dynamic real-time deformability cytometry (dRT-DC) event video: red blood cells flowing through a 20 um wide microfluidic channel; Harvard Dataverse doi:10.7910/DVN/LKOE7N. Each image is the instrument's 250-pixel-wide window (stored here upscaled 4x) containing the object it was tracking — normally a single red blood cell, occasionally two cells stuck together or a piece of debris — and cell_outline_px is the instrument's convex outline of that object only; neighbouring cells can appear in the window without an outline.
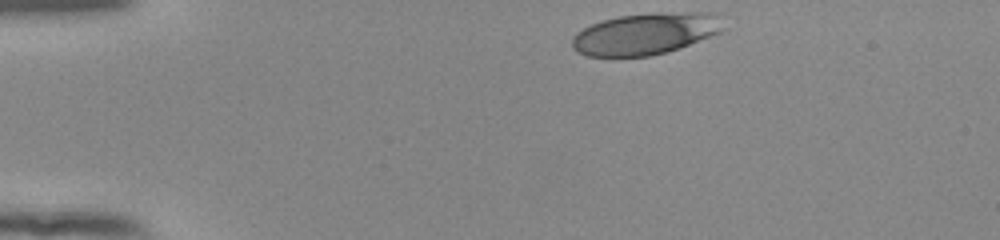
{"species": "human", "species_latin": "Homo sapiens", "temperature_condition": "room temperature", "stored_images_in_passage": 37, "camera_frame_rate_fps": 3000, "um_per_image_px": 0.085, "donor": {"sex": "female"}, "frame": {"image": 1, "passage_image": 1, "time_ms": 0.0, "image_size_px": [1000, 240], "cell_outline_px": [[728, 28], [720, 32], [680, 48], [668, 52], [652, 56], [588, 56], [576, 52], [572, 48], [572, 40], [584, 28], [592, 24], [604, 20], [620, 16], [652, 12], [720, 12]], "centroid_in_image_um": [54.99, 2.85], "position_along_channel_um": 30.0, "area_um2": 37.17}}
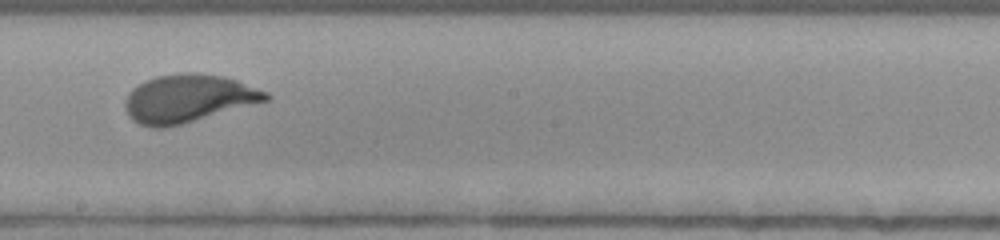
{"frame": {"image": 2, "passage_image": 22, "time_ms": 7.0, "image_size_px": [1000, 240], "cell_outline_px": [[272, 100], [184, 124], [164, 128], [152, 128], [140, 124], [132, 120], [124, 104], [128, 92], [132, 88], [156, 76], [184, 72], [196, 72], [224, 76], [236, 80], [268, 92], [272, 96]], "centroid_in_image_um": [16.05, 8.38], "position_along_channel_um": 232.2, "area_um2": 39.77}}
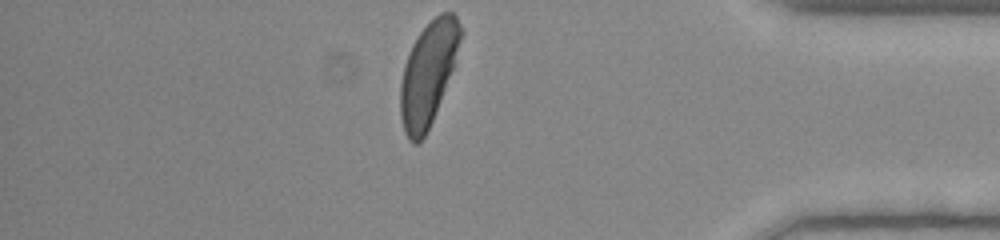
{"frame": {"image": 3, "passage_image": 37, "time_ms": 12.0, "image_size_px": [1000, 240], "cell_outline_px": [[460, 40], [452, 68], [432, 120], [424, 136], [416, 144], [412, 144], [408, 140], [404, 132], [400, 116], [400, 84], [408, 52], [412, 44], [420, 32], [440, 12], [452, 12], [456, 16], [460, 24]], "centroid_in_image_um": [36.35, 6.26], "position_along_channel_um": 398.9, "area_um2": 35.26}, "authors_computed_cell_mechanics": {"area_um2": 38.3214, "velocity_mm_per_s": 3.8837, "shape_relaxation_time_tau1_ms": 3.0661, "shape_relaxation_time_tau2_ms": null, "deformation_change_tau1": 0.1504, "deformation_change_tau2": null}}